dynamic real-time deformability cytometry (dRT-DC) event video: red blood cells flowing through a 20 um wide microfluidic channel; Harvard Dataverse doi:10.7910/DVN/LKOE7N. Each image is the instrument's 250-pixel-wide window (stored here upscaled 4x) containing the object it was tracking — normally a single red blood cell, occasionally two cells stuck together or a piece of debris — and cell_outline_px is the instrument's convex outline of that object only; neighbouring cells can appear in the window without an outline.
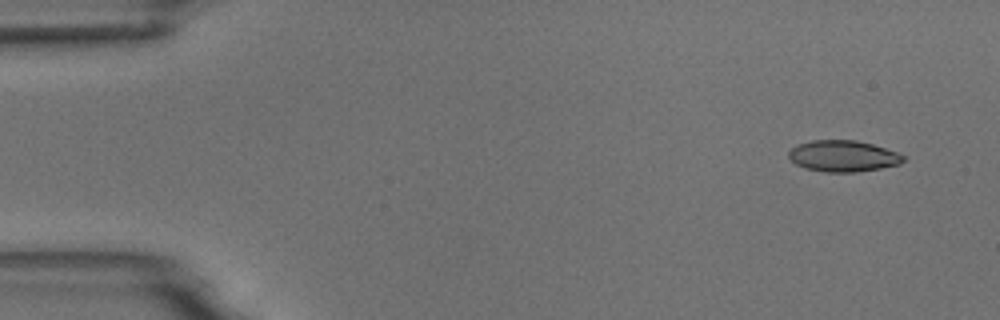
{"species": "common noctule bat (a hibernating species)", "species_latin": "Nyctalus noctula", "temperature_condition": "room temperature", "stored_images_in_passage": 7, "camera_frame_rate_fps": 3000, "um_per_image_px": 0.085, "animal": {"sex": "male", "body_mass_g": 18.8}, "frame": {"image": 1, "passage_image": 1, "time_ms": 0.0, "image_size_px": [1000, 320], "cell_outline_px": [[904, 160], [900, 164], [880, 168], [856, 172], [824, 172], [804, 168], [796, 164], [788, 156], [788, 152], [792, 148], [800, 144], [812, 140], [856, 140], [872, 144], [896, 152], [904, 156]], "centroid_in_image_um": [71.65, 13.27], "position_along_channel_um": 13.3, "area_um2": 20.75}}
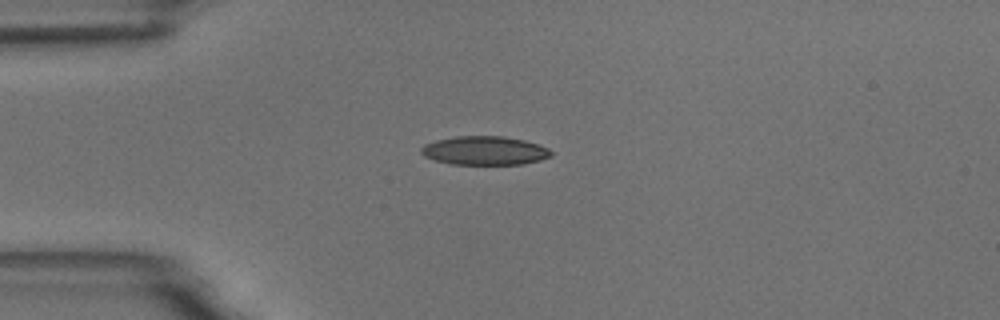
{"frame": {"image": 2, "passage_image": 4, "time_ms": 3.333, "image_size_px": [1000, 320], "cell_outline_px": [[552, 156], [540, 160], [520, 164], [448, 164], [424, 156], [420, 152], [420, 148], [424, 144], [436, 140], [456, 136], [504, 136], [524, 140], [548, 148], [552, 152]], "centroid_in_image_um": [41.17, 12.8], "position_along_channel_um": 43.8, "area_um2": 21.73}}